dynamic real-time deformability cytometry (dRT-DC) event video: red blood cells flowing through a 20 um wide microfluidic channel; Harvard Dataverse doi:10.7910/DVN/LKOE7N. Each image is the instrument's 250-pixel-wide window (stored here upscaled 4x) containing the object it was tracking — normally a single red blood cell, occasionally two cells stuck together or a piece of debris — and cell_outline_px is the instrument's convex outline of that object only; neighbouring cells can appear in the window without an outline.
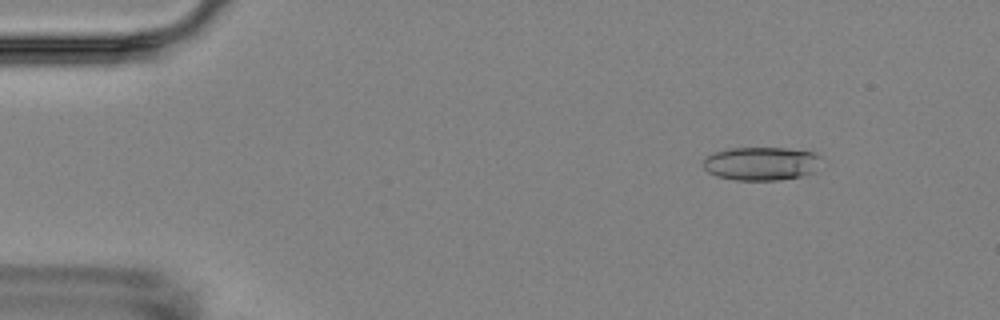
{"species": "Egyptian fruit bat (a non-hibernating species)", "species_latin": "Rousettus aegyptiacus", "temperature_condition": "room temperature", "stored_images_in_passage": 4, "camera_frame_rate_fps": 3000, "um_per_image_px": 0.085, "animal": {"sex": "female"}, "frame": {"image": 1, "passage_image": 1, "time_ms": 0.0, "image_size_px": [1000, 320], "cell_outline_px": [[820, 156], [816, 172], [800, 176], [776, 180], [736, 180], [716, 176], [708, 172], [704, 168], [704, 160], [712, 152], [732, 148], [788, 148], [812, 152]], "centroid_in_image_um": [64.7, 13.9], "position_along_channel_um": 20.3, "area_um2": 22.95}}
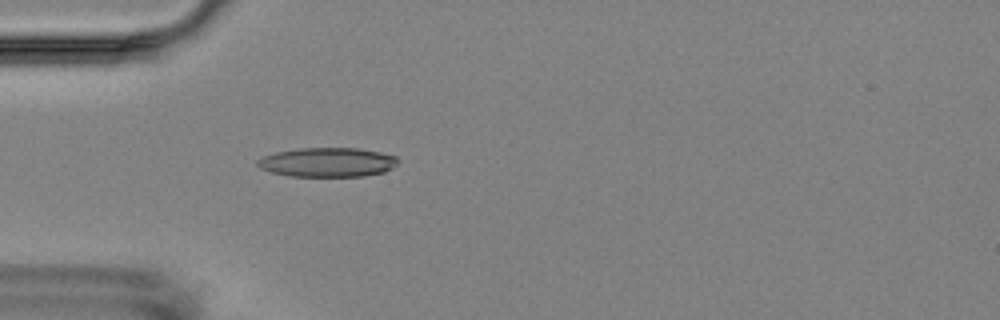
{"frame": {"image": 2, "passage_image": 4, "time_ms": 3.333, "image_size_px": [1000, 320], "cell_outline_px": [[396, 164], [392, 168], [384, 172], [364, 176], [288, 176], [272, 172], [260, 168], [256, 164], [256, 160], [264, 156], [276, 152], [300, 148], [360, 148], [380, 152], [396, 156]], "centroid_in_image_um": [27.82, 13.79], "position_along_channel_um": 57.2, "area_um2": 23.93}}